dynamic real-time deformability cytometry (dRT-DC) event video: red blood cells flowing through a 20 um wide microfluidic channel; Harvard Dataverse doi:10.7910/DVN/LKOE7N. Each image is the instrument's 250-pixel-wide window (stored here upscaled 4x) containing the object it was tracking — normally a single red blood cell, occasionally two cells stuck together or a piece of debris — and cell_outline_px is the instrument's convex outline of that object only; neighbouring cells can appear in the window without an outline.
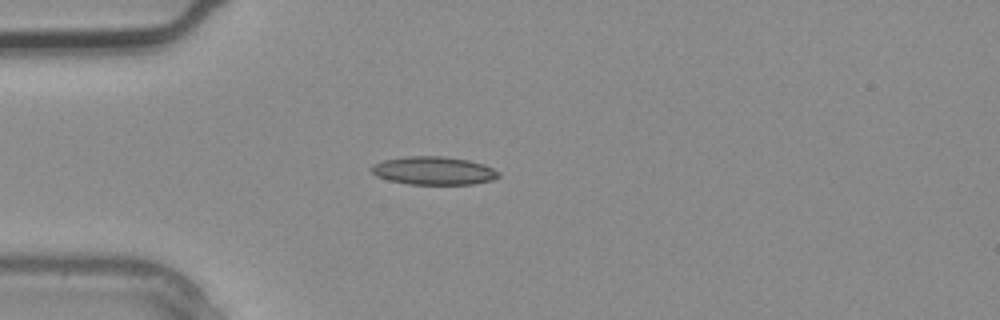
{"species": "common noctule bat (a hibernating species)", "species_latin": "Nyctalus noctula", "temperature_condition": "warm", "stored_images_in_passage": 2, "camera_frame_rate_fps": 3000, "um_per_image_px": 0.085, "animal": {"sex": "male", "body_mass_g": 20.4}, "frame": {"image": 1, "passage_image": 2, "time_ms": 0.333, "image_size_px": [1000, 320], "cell_outline_px": [[500, 176], [492, 180], [472, 184], [408, 184], [388, 180], [376, 176], [372, 172], [372, 164], [384, 160], [404, 156], [444, 156], [468, 160], [484, 164], [500, 172]], "centroid_in_image_um": [36.86, 14.5], "position_along_channel_um": 48.1, "area_um2": 20.92}}